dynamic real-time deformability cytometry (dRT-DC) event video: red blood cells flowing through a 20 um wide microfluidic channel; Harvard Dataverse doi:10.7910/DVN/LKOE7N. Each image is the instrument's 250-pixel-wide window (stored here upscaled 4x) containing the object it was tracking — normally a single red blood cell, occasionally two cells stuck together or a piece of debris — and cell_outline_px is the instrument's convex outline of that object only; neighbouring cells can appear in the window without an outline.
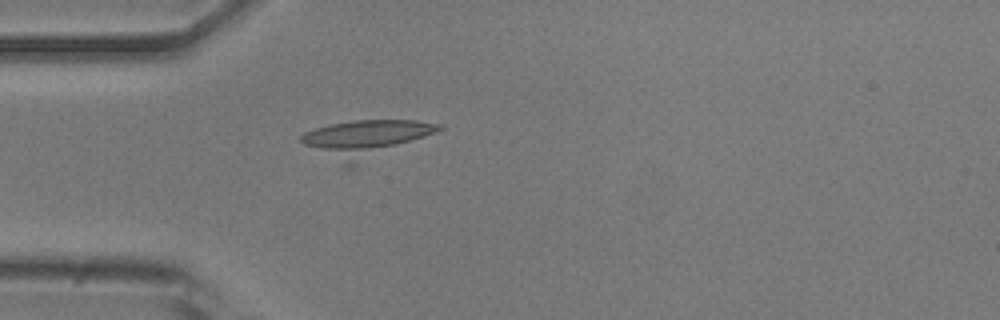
{"species": "common noctule bat (a hibernating species)", "species_latin": "Nyctalus noctula", "temperature_condition": "room temperature", "stored_images_in_passage": 37, "camera_frame_rate_fps": 3000, "um_per_image_px": 0.085, "animal": {"sex": "male", "body_mass_g": 20.5, "forearm_length_mm": 52.5}, "frame": {"image": 1, "passage_image": 20, "time_ms": 6.333, "image_size_px": [1000, 320], "cell_outline_px": [[444, 128], [436, 132], [352, 168], [344, 168], [304, 144], [300, 140], [300, 136], [304, 132], [328, 124], [352, 120], [416, 120], [440, 124]], "centroid_in_image_um": [31.02, 11.81], "position_along_channel_um": 54.0, "area_um2": 29.94}}
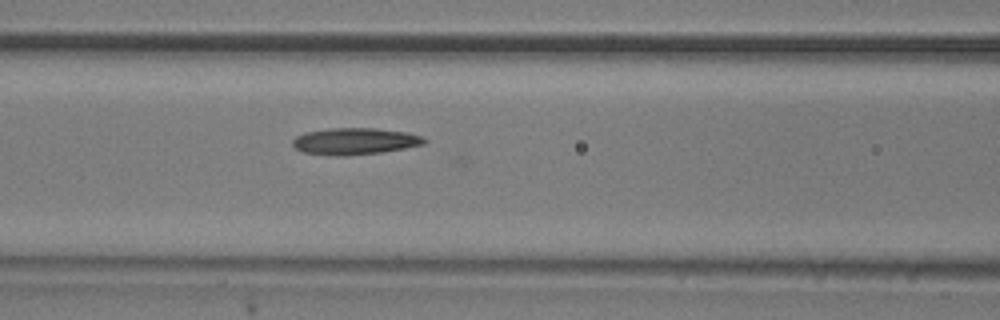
{"frame": {"image": 2, "passage_image": 27, "time_ms": 8.667, "image_size_px": [1000, 320], "cell_outline_px": [[428, 140], [424, 144], [384, 152], [348, 156], [328, 156], [304, 152], [296, 148], [292, 144], [292, 140], [296, 136], [304, 132], [332, 128], [376, 128], [408, 132], [420, 136]], "centroid_in_image_um": [30.15, 12.01], "position_along_channel_um": 136.5, "area_um2": 20.69}}
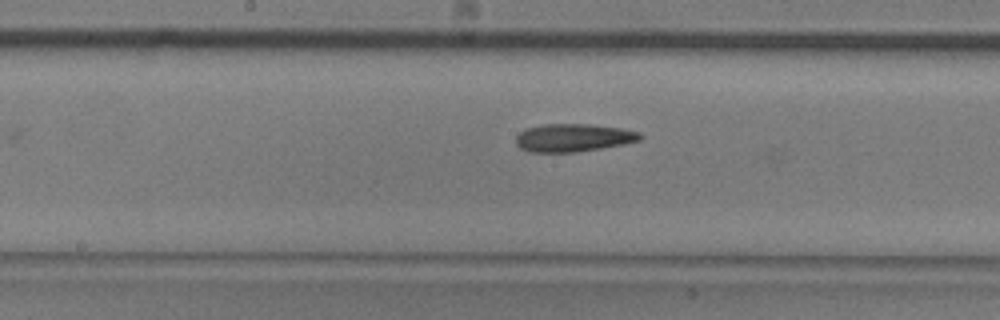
{"frame": {"image": 3, "passage_image": 32, "time_ms": 10.333, "image_size_px": [1000, 320], "cell_outline_px": [[644, 136], [640, 140], [624, 144], [600, 148], [572, 152], [528, 152], [520, 148], [516, 144], [516, 136], [520, 132], [528, 128], [544, 124], [588, 124], [620, 128], [640, 132]], "centroid_in_image_um": [48.73, 11.71], "position_along_channel_um": 199.5, "area_um2": 20.11}}